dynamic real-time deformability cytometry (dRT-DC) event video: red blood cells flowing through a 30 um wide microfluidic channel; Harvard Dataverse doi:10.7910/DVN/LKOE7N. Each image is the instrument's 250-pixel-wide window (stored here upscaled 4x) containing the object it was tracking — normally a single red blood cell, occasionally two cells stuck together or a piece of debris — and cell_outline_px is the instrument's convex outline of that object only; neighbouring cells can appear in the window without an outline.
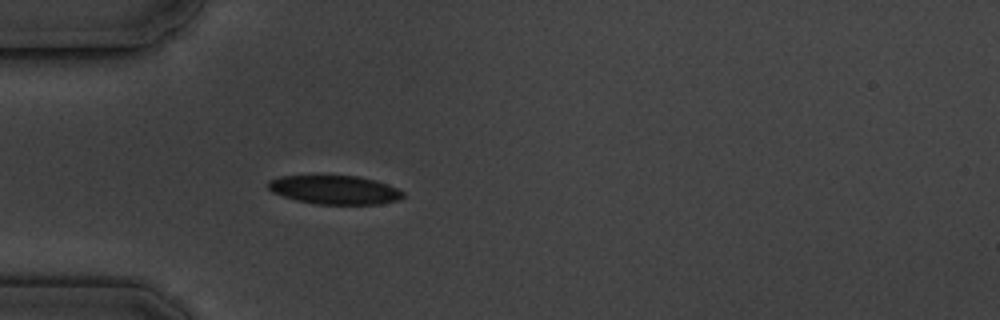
{"species": "common noctule bat (a hibernating species)", "species_latin": "Nyctalus noctula", "temperature_condition": "cold", "stored_images_in_passage": 4, "camera_frame_rate_fps": 3000, "um_per_image_px": 0.085, "animal": {"sex": "male", "body_mass_g": 19.5, "forearm_length_mm": 54.6}, "frame": {"image": 1, "passage_image": 4, "time_ms": 4.333, "image_size_px": [1000, 320], "cell_outline_px": [[404, 196], [396, 200], [380, 204], [316, 204], [296, 200], [272, 192], [268, 188], [268, 180], [280, 176], [356, 176], [376, 180], [388, 184], [404, 192]], "centroid_in_image_um": [28.44, 16.13], "position_along_channel_um": 56.6, "area_um2": 22.48}}